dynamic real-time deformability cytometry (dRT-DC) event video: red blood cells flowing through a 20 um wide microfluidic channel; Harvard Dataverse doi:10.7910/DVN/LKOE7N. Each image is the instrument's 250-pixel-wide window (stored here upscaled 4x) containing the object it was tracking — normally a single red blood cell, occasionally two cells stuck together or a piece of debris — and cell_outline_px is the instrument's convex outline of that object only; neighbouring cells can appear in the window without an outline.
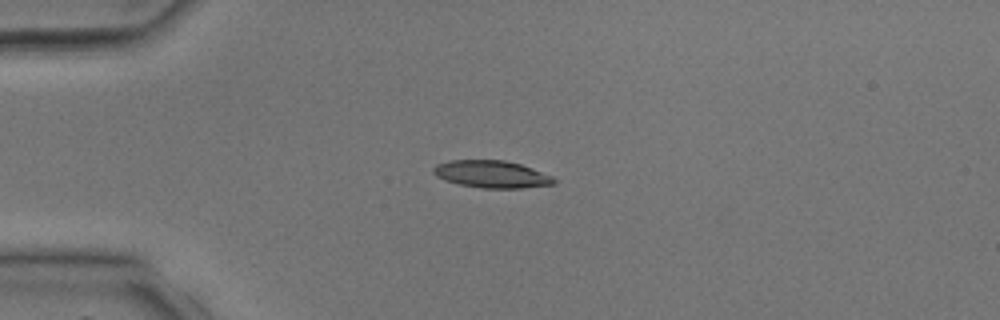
{"species": "common noctule bat (a hibernating species)", "species_latin": "Nyctalus noctula", "temperature_condition": "room temperature", "stored_images_in_passage": 1, "camera_frame_rate_fps": 3000, "um_per_image_px": 0.085, "animal": {"sex": "male", "body_mass_g": 17.9, "forearm_length_mm": 54.2}, "frame": {"image": 1, "passage_image": 1, "time_ms": 0.0, "image_size_px": [1000, 320], "cell_outline_px": [[556, 184], [520, 188], [484, 188], [460, 184], [444, 180], [436, 176], [432, 172], [432, 168], [436, 164], [448, 160], [504, 160], [520, 164], [532, 168], [552, 176], [556, 180]], "centroid_in_image_um": [41.77, 14.8], "position_along_channel_um": 43.2, "area_um2": 19.19}}